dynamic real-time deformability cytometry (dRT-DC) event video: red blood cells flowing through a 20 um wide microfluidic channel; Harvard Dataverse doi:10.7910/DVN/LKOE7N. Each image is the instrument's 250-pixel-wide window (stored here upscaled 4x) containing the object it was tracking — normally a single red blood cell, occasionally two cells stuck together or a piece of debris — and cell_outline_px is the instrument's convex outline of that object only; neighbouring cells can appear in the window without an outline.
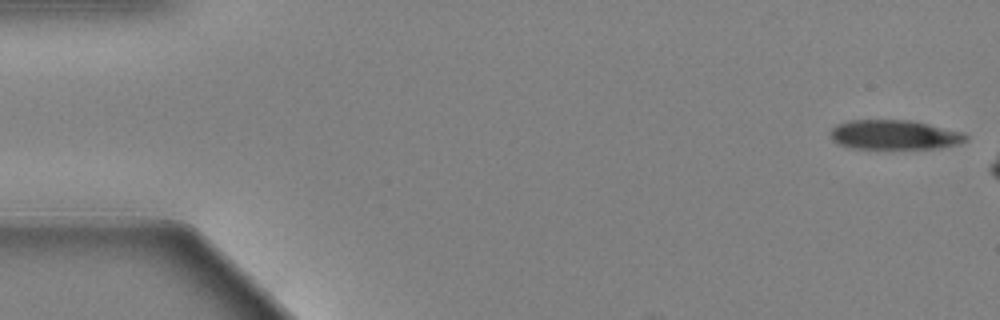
{"species": "Egyptian fruit bat (a non-hibernating species)", "species_latin": "Rousettus aegyptiacus", "temperature_condition": "warm", "stored_images_in_passage": 9, "camera_frame_rate_fps": 3000, "um_per_image_px": 0.085, "animal": {"sex": "female"}, "frame": {"image": 1, "passage_image": 1, "time_ms": 0.0, "image_size_px": [1000, 320], "cell_outline_px": [[968, 140], [960, 144], [944, 148], [848, 148], [836, 144], [832, 140], [828, 132], [836, 124], [848, 120], [912, 120], [964, 132], [968, 136]], "centroid_in_image_um": [76.02, 11.46], "position_along_channel_um": 9.0, "area_um2": 23.76}}